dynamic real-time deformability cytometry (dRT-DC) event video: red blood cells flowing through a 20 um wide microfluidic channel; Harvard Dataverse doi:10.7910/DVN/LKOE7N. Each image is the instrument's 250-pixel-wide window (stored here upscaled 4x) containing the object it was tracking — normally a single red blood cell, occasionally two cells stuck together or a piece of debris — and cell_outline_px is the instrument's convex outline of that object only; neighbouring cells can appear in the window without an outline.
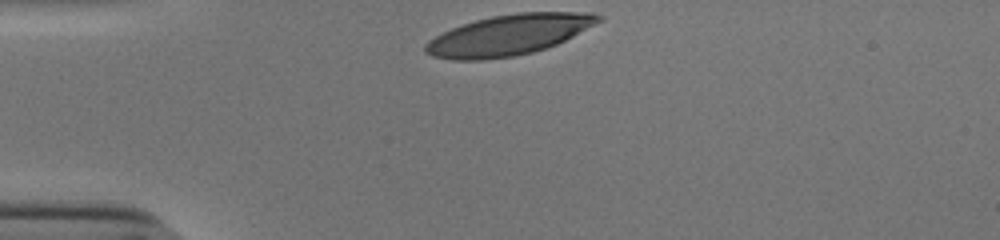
{"species": "human", "species_latin": "Homo sapiens", "temperature_condition": "cold", "stored_images_in_passage": 30, "camera_frame_rate_fps": 3000, "um_per_image_px": 0.085, "donor": {"sex": "male"}, "frame": {"image": 1, "passage_image": 1, "time_ms": 0.0, "image_size_px": [1000, 240], "cell_outline_px": [[604, 20], [556, 44], [532, 52], [516, 56], [484, 60], [452, 60], [432, 56], [424, 52], [424, 44], [428, 40], [452, 28], [476, 20], [492, 16], [516, 12], [592, 12], [604, 16]], "centroid_in_image_um": [43.25, 2.97], "position_along_channel_um": 41.7, "area_um2": 40.86}}
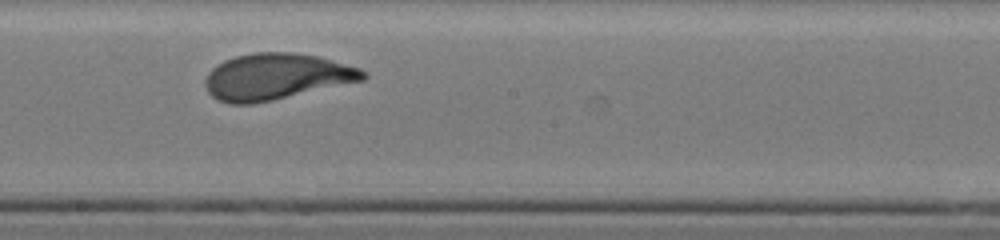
{"frame": {"image": 2, "passage_image": 18, "time_ms": 5.667, "image_size_px": [1000, 240], "cell_outline_px": [[368, 76], [364, 80], [272, 100], [252, 104], [228, 104], [216, 100], [208, 92], [204, 84], [204, 80], [208, 72], [212, 68], [224, 60], [236, 56], [256, 52], [292, 52], [316, 56], [360, 68], [368, 72]], "centroid_in_image_um": [23.45, 6.52], "position_along_channel_um": 224.8, "area_um2": 42.54}}
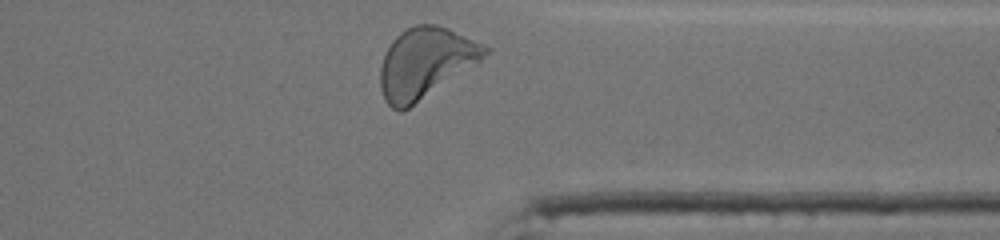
{"frame": {"image": 3, "passage_image": 30, "time_ms": 9.667, "image_size_px": [1000, 240], "cell_outline_px": [[492, 48], [476, 64], [404, 112], [400, 112], [392, 108], [384, 100], [380, 88], [380, 68], [384, 56], [392, 40], [400, 32], [416, 24], [436, 24], [448, 28], [484, 44]], "centroid_in_image_um": [36.14, 5.36], "position_along_channel_um": 375.3, "area_um2": 42.95}, "authors_computed_cell_mechanics": {"area_um2": 41.7316, "velocity_mm_per_s": 3.8154, "shape_relaxation_time_tau1_ms": 3.6123, "shape_relaxation_time_tau2_ms": null, "deformation_change_tau1": 0.1865, "deformation_change_tau2": null}}